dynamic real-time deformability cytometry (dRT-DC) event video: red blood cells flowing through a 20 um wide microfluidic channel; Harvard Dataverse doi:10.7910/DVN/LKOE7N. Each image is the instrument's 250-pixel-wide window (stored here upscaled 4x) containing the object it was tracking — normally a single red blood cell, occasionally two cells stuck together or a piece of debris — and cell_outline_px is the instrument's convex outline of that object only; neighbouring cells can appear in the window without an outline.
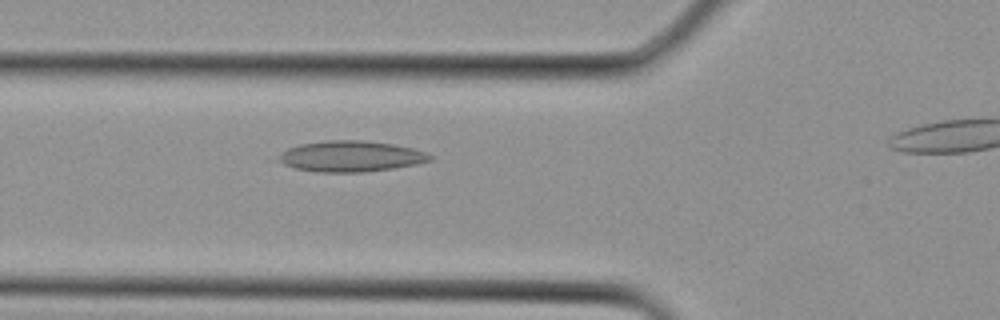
{"species": "Egyptian fruit bat (a non-hibernating species)", "species_latin": "Rousettus aegyptiacus", "temperature_condition": "cold", "stored_images_in_passage": 4, "camera_frame_rate_fps": 3000, "um_per_image_px": 0.085, "animal": {"sex": "female"}, "frame": {"image": 1, "passage_image": 3, "time_ms": 0.667, "image_size_px": [1000, 320], "cell_outline_px": [[432, 160], [416, 164], [392, 168], [364, 172], [316, 172], [292, 168], [284, 164], [280, 160], [280, 152], [288, 148], [300, 144], [328, 140], [364, 140], [392, 144], [412, 148], [428, 152], [432, 156]], "centroid_in_image_um": [29.82, 13.28], "position_along_channel_um": 96.0, "area_um2": 27.22}}